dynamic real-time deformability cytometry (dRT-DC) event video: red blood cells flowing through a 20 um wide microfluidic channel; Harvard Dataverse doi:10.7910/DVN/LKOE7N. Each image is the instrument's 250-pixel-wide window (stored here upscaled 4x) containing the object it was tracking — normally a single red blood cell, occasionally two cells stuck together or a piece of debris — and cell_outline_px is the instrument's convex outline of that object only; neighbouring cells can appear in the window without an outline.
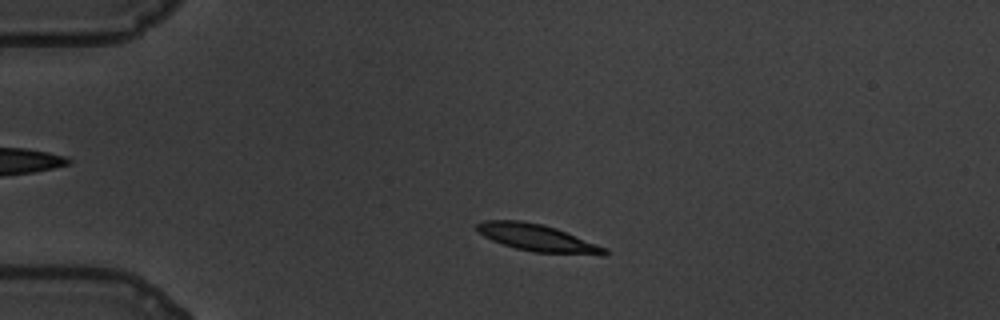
{"species": "common noctule bat (a hibernating species)", "species_latin": "Nyctalus noctula", "temperature_condition": "warm", "stored_images_in_passage": 55, "camera_frame_rate_fps": 3000, "um_per_image_px": 0.085, "animal": {"sex": "male", "body_mass_g": 19.5, "forearm_length_mm": 54.6}, "frame": {"image": 1, "passage_image": 9, "time_ms": 2.667, "image_size_px": [1000, 320], "cell_outline_px": [[608, 252], [600, 256], [532, 252], [516, 248], [492, 240], [484, 236], [476, 228], [476, 224], [484, 220], [520, 220], [544, 224], [556, 228], [608, 248]], "centroid_in_image_um": [45.73, 20.23], "position_along_channel_um": 39.3, "area_um2": 20.29}}
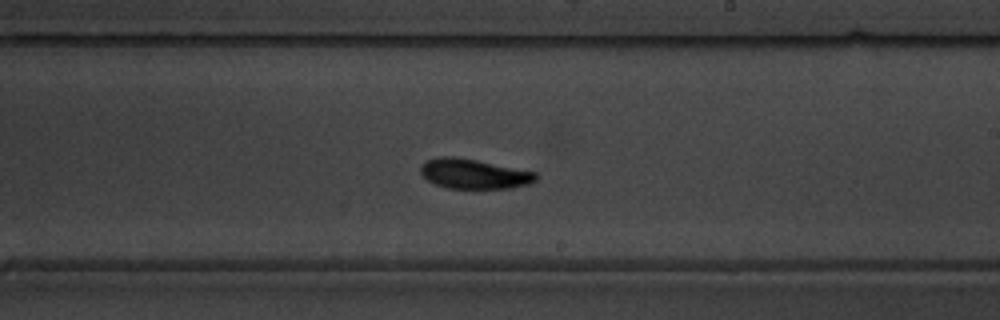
{"frame": {"image": 2, "passage_image": 31, "time_ms": 10.0, "image_size_px": [1000, 320], "cell_outline_px": [[536, 180], [528, 184], [512, 188], [448, 188], [436, 184], [428, 180], [420, 172], [420, 164], [428, 160], [440, 156], [456, 156], [536, 172]], "centroid_in_image_um": [40.26, 14.77], "position_along_channel_um": 248.7, "area_um2": 19.88}}
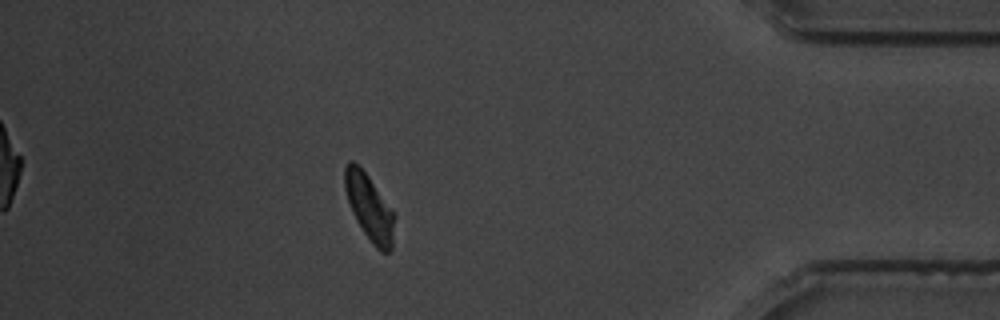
{"frame": {"image": 3, "passage_image": 48, "time_ms": 15.667, "image_size_px": [1000, 320], "cell_outline_px": [[396, 216], [392, 248], [388, 252], [380, 252], [372, 244], [356, 220], [352, 212], [344, 188], [344, 168], [348, 160], [352, 160], [368, 176], [396, 212]], "centroid_in_image_um": [31.43, 17.64], "position_along_channel_um": 403.8, "area_um2": 19.42}, "authors_computed_cell_mechanics": {"area_um2": 19.5942, "velocity_mm_per_s": 3.3974, "shape_relaxation_time_tau1_ms": 3.3315, "shape_relaxation_time_tau2_ms": 2.2424, "deformation_change_tau1": 0.1512, "deformation_change_tau2": 0.0695}}